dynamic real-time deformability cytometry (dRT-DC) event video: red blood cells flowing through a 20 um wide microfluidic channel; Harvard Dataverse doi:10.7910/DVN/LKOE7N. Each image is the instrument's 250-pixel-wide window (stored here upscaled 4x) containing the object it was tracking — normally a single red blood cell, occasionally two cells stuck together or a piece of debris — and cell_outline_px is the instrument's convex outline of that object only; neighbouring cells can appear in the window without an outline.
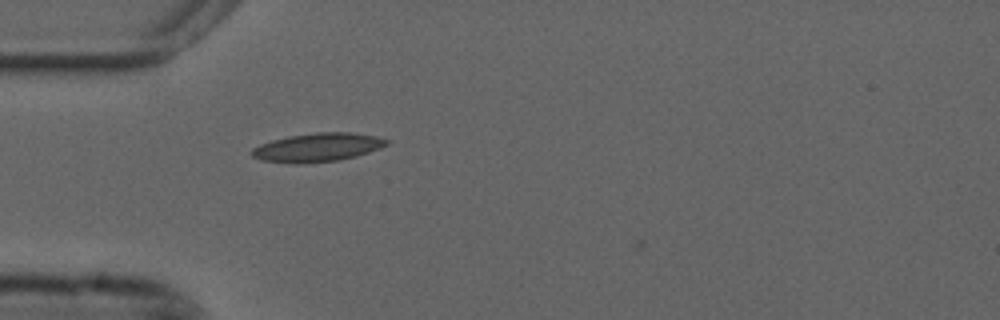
{"species": "common noctule bat (a hibernating species)", "species_latin": "Nyctalus noctula", "temperature_condition": "cold", "stored_images_in_passage": 14, "camera_frame_rate_fps": 3000, "um_per_image_px": 0.085, "animal": {"sex": "male", "forearm_length_mm": 52.5}, "frame": {"image": 1, "passage_image": 10, "time_ms": 3.0, "image_size_px": [1000, 320], "cell_outline_px": [[392, 140], [388, 144], [380, 148], [356, 156], [336, 160], [296, 164], [260, 160], [252, 156], [252, 148], [260, 144], [272, 140], [288, 136], [316, 132], [352, 132], [376, 136]], "centroid_in_image_um": [27.0, 12.52], "position_along_channel_um": 58.0, "area_um2": 22.48}}
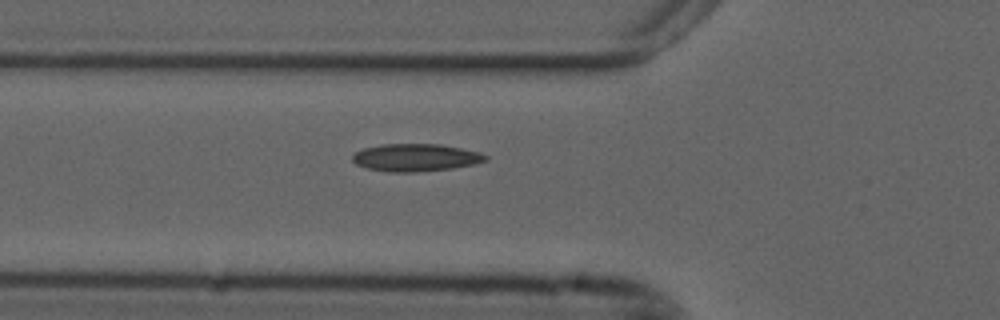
{"frame": {"image": 2, "passage_image": 13, "time_ms": 4.0, "image_size_px": [1000, 320], "cell_outline_px": [[488, 160], [472, 164], [452, 168], [416, 172], [388, 172], [368, 168], [356, 164], [352, 160], [352, 156], [356, 152], [364, 148], [384, 144], [440, 144], [480, 152], [488, 156]], "centroid_in_image_um": [35.33, 13.39], "position_along_channel_um": 90.5, "area_um2": 21.21}}